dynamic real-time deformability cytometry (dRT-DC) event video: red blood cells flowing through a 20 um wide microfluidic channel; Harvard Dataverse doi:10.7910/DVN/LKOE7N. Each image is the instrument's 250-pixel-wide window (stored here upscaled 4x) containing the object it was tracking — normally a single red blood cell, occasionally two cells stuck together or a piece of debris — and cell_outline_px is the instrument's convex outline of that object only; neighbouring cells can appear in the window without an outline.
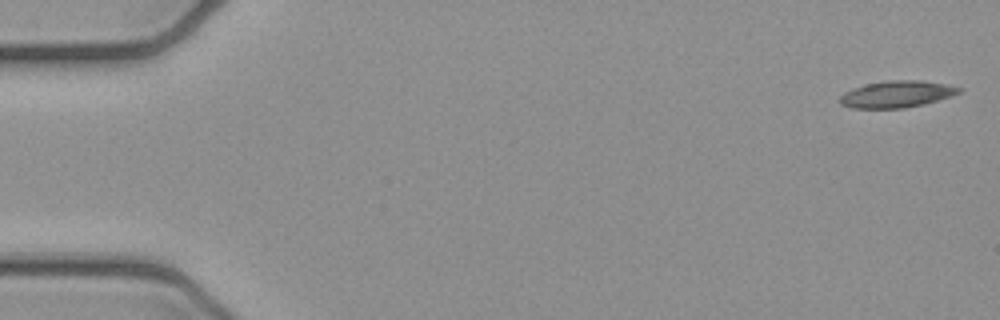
{"species": "common noctule bat (a hibernating species)", "species_latin": "Nyctalus noctula", "temperature_condition": "cold", "stored_images_in_passage": 5, "camera_frame_rate_fps": 3000, "um_per_image_px": 0.085, "animal": {"sex": "female", "body_mass_g": 21.9}, "frame": {"image": 1, "passage_image": 1, "time_ms": 0.0, "image_size_px": [1000, 320], "cell_outline_px": [[964, 88], [960, 92], [952, 96], [924, 104], [904, 108], [852, 108], [840, 104], [840, 96], [844, 92], [852, 88], [868, 84], [888, 80], [920, 80], [948, 84]], "centroid_in_image_um": [76.25, 8.0], "position_along_channel_um": 8.7, "area_um2": 18.61}}